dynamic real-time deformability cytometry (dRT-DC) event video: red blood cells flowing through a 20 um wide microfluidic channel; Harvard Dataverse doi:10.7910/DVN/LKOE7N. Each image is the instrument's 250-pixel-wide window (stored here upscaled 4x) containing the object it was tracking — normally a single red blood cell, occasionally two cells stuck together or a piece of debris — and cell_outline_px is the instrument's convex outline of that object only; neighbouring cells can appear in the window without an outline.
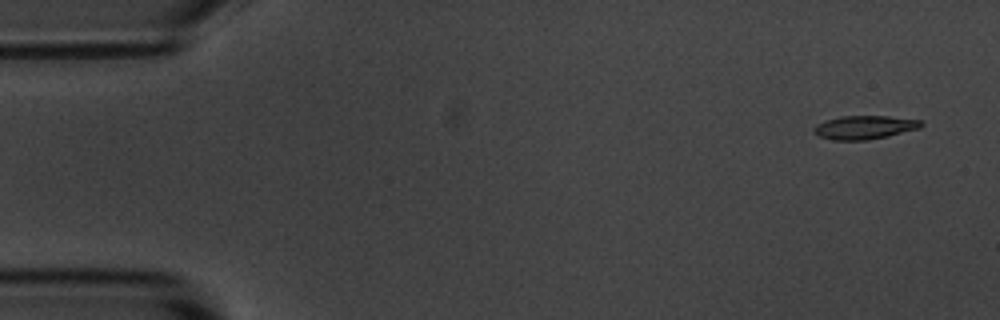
{"species": "common noctule bat (a hibernating species)", "species_latin": "Nyctalus noctula", "temperature_condition": "room temperature", "stored_images_in_passage": 8, "camera_frame_rate_fps": 3000, "um_per_image_px": 0.085, "animal": {"sex": "male", "body_mass_g": 20.1, "forearm_length_mm": 53.5}, "frame": {"image": 1, "passage_image": 1, "time_ms": 0.0, "image_size_px": [1000, 320], "cell_outline_px": [[924, 124], [920, 128], [888, 136], [868, 140], [832, 140], [820, 136], [812, 128], [816, 124], [824, 120], [840, 116], [888, 116], [920, 120]], "centroid_in_image_um": [73.48, 10.82], "position_along_channel_um": 11.5, "area_um2": 14.74}}
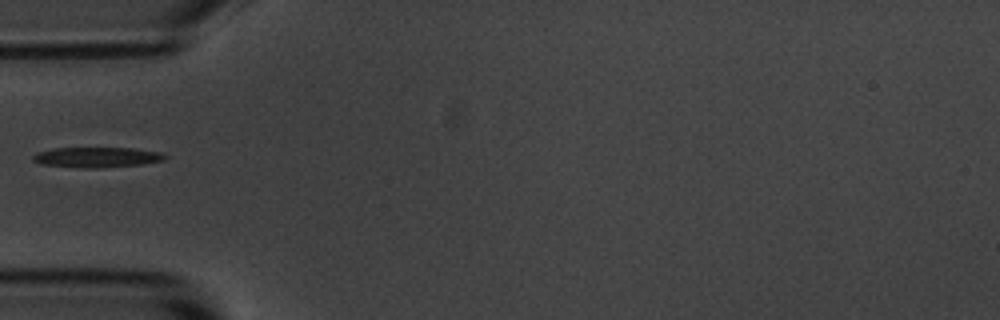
{"frame": {"image": 2, "passage_image": 5, "time_ms": 5.0, "image_size_px": [1000, 320], "cell_outline_px": [[168, 156], [164, 160], [140, 164], [100, 168], [84, 168], [40, 164], [32, 160], [32, 156], [36, 152], [52, 148], [132, 148], [160, 152]], "centroid_in_image_um": [8.19, 13.36], "position_along_channel_um": 76.8, "area_um2": 15.61}}
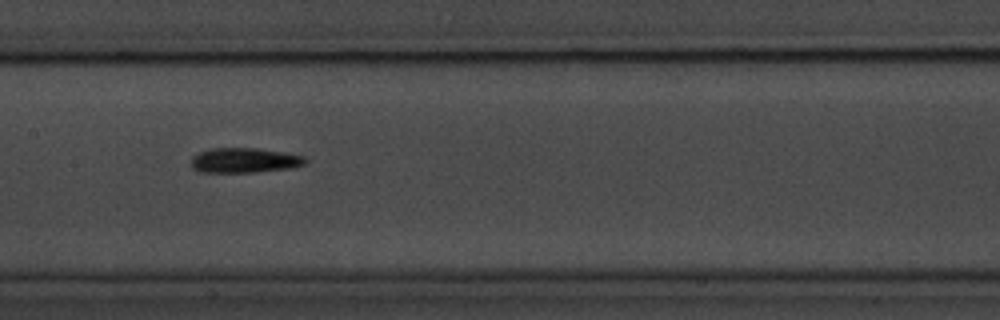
{"frame": {"image": 3, "passage_image": 8, "time_ms": 8.0, "image_size_px": [1000, 320], "cell_outline_px": [[308, 160], [304, 164], [292, 168], [252, 172], [200, 172], [192, 168], [192, 156], [200, 152], [212, 148], [260, 148], [284, 152], [304, 156]], "centroid_in_image_um": [20.79, 13.62], "position_along_channel_um": 186.6, "area_um2": 16.59}}